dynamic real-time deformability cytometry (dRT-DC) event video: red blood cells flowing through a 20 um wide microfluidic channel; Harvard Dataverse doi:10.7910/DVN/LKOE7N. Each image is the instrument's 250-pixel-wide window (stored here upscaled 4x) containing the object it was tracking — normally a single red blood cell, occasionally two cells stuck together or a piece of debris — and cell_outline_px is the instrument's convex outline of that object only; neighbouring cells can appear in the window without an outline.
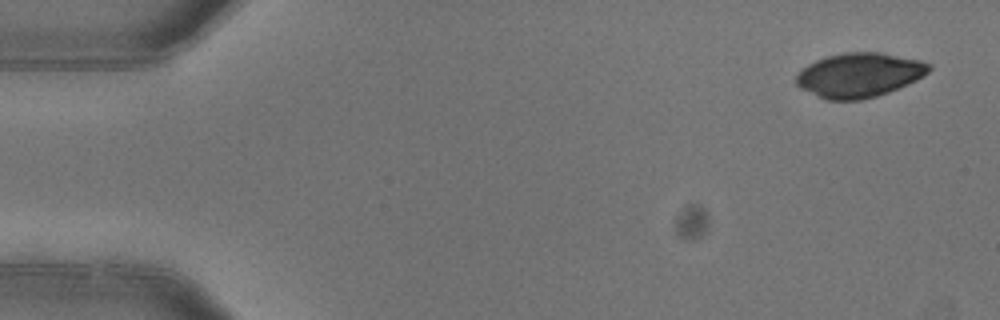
{"species": "common noctule bat (a hibernating species)", "species_latin": "Nyctalus noctula", "temperature_condition": "warm", "stored_images_in_passage": 5, "segment_of_instrument_passage": [1, 2], "camera_frame_rate_fps": 3000, "um_per_image_px": 0.085, "animal": {"sex": "female"}, "frame": {"image": 1, "passage_image": 1, "time_ms": 0.0, "image_size_px": [1000, 320], "cell_outline_px": [[932, 68], [928, 72], [916, 80], [908, 84], [888, 92], [876, 96], [860, 100], [828, 100], [800, 88], [796, 84], [796, 76], [808, 64], [816, 60], [828, 56], [844, 52], [884, 52], [920, 60], [932, 64]], "centroid_in_image_um": [73.07, 6.37], "position_along_channel_um": 11.9, "area_um2": 34.28}}